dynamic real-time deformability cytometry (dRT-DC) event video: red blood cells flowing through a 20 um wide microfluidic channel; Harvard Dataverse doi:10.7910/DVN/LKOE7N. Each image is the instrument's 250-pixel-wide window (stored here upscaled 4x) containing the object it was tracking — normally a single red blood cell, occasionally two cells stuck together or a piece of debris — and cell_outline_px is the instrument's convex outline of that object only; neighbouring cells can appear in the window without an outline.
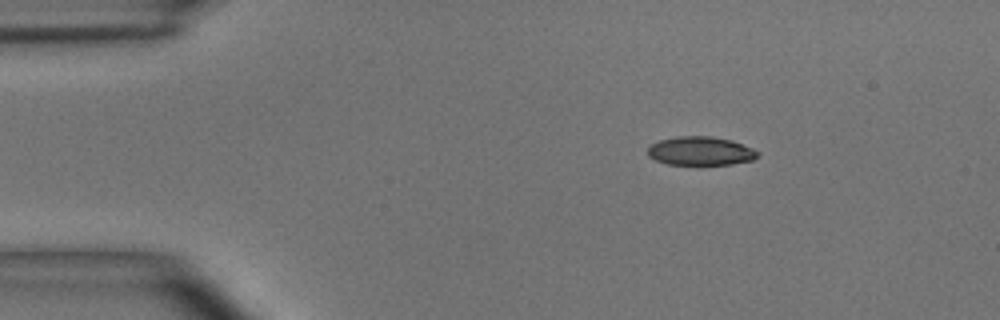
{"species": "common noctule bat (a hibernating species)", "species_latin": "Nyctalus noctula", "temperature_condition": "room temperature", "stored_images_in_passage": 42, "camera_frame_rate_fps": 3000, "um_per_image_px": 0.085, "animal": {"sex": "male", "body_mass_g": 15.6}, "frame": {"image": 1, "passage_image": 1, "time_ms": 0.0, "image_size_px": [1000, 320], "cell_outline_px": [[760, 152], [752, 160], [732, 164], [668, 164], [656, 160], [648, 156], [648, 148], [652, 144], [660, 140], [676, 136], [712, 136], [732, 140], [752, 148]], "centroid_in_image_um": [59.55, 12.82], "position_along_channel_um": 25.5, "area_um2": 18.26}}
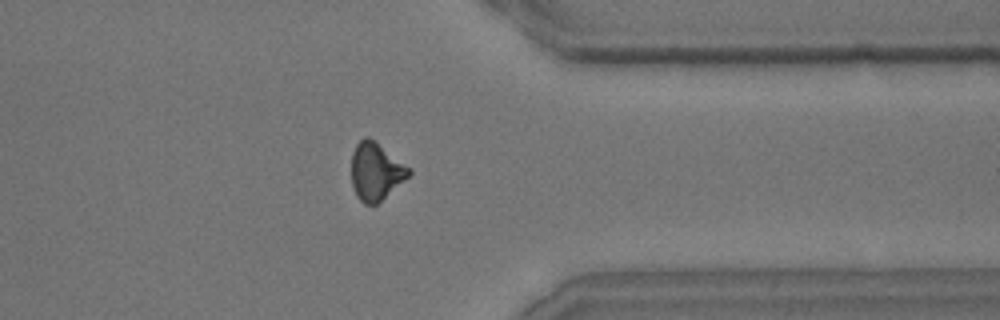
{"frame": {"image": 2, "passage_image": 32, "time_ms": 10.333, "image_size_px": [1000, 320], "cell_outline_px": [[412, 172], [408, 176], [376, 204], [364, 204], [356, 196], [352, 184], [352, 152], [356, 144], [364, 136], [368, 136], [376, 140], [412, 168]], "centroid_in_image_um": [31.95, 14.52], "position_along_channel_um": 379.5, "area_um2": 19.36}}
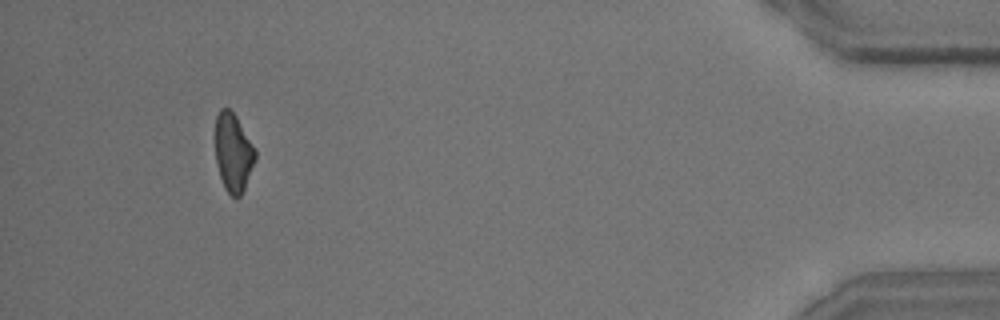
{"frame": {"image": 3, "passage_image": 39, "time_ms": 12.667, "image_size_px": [1000, 320], "cell_outline_px": [[256, 160], [244, 188], [240, 196], [232, 196], [224, 188], [216, 164], [216, 116], [220, 108], [228, 108], [236, 116], [252, 144], [256, 152]], "centroid_in_image_um": [19.82, 12.97], "position_along_channel_um": 415.4, "area_um2": 17.98}, "authors_computed_cell_mechanics": {"area_um2": 19.5075, "velocity_mm_per_s": 4.0911, "shape_relaxation_time_tau1_ms": 6.4827, "shape_relaxation_time_tau2_ms": 2.5772, "deformation_change_tau1": 0.1939, "deformation_change_tau2": 0.1021}}